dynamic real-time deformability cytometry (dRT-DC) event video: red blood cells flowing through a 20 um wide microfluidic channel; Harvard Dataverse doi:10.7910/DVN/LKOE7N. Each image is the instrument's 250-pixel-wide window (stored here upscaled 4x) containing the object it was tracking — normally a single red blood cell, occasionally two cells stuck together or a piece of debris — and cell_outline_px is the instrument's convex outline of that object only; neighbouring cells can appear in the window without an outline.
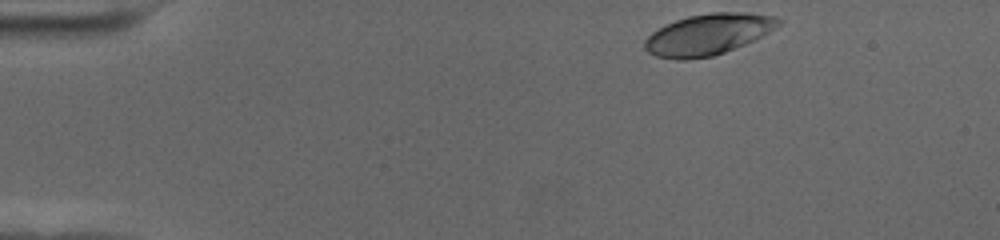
{"species": "human", "species_latin": "Homo sapiens", "temperature_condition": "cold", "stored_images_in_passage": 51, "camera_frame_rate_fps": 3000, "um_per_image_px": 0.085, "donor": {"sex": "female"}, "frame": {"image": 1, "passage_image": 1, "time_ms": 0.0, "image_size_px": [1000, 240], "cell_outline_px": [[784, 24], [744, 44], [724, 52], [712, 56], [684, 60], [676, 60], [656, 56], [648, 52], [644, 48], [644, 40], [652, 32], [676, 20], [688, 16], [708, 12], [748, 12], [776, 16], [784, 20]], "centroid_in_image_um": [60.22, 2.91], "position_along_channel_um": 24.8, "area_um2": 32.08}}
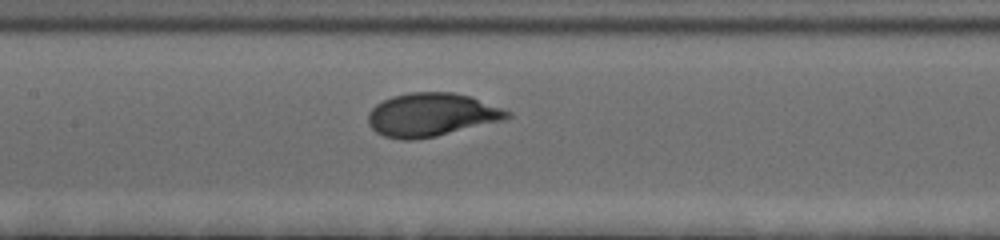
{"frame": {"image": 2, "passage_image": 21, "time_ms": 6.667, "image_size_px": [1000, 240], "cell_outline_px": [[512, 116], [504, 120], [436, 136], [416, 140], [400, 140], [384, 136], [376, 132], [368, 124], [368, 112], [376, 104], [392, 96], [408, 92], [452, 92], [472, 96], [512, 112]], "centroid_in_image_um": [36.67, 9.75], "position_along_channel_um": 170.7, "area_um2": 35.37}}
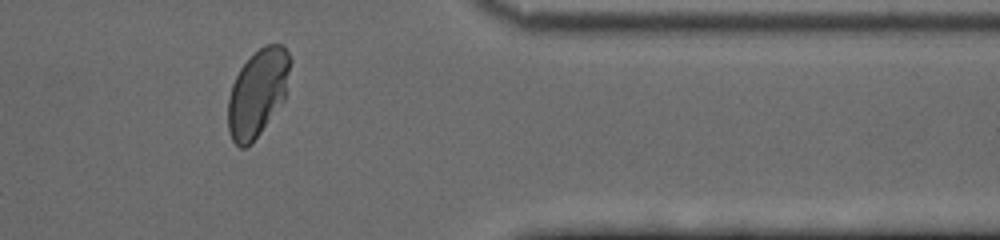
{"frame": {"image": 3, "passage_image": 41, "time_ms": 13.333, "image_size_px": [1000, 240], "cell_outline_px": [[292, 60], [284, 100], [252, 144], [244, 148], [240, 148], [232, 140], [228, 132], [228, 100], [232, 84], [240, 68], [264, 44], [280, 44], [288, 52]], "centroid_in_image_um": [21.9, 7.91], "position_along_channel_um": 389.5, "area_um2": 31.56}, "authors_computed_cell_mechanics": {"area_um2": 32.7148, "velocity_mm_per_s": 3.4966, "shape_relaxation_time_tau1_ms": 3.4161, "shape_relaxation_time_tau2_ms": null, "deformation_change_tau1": 0.1795, "deformation_change_tau2": null}}